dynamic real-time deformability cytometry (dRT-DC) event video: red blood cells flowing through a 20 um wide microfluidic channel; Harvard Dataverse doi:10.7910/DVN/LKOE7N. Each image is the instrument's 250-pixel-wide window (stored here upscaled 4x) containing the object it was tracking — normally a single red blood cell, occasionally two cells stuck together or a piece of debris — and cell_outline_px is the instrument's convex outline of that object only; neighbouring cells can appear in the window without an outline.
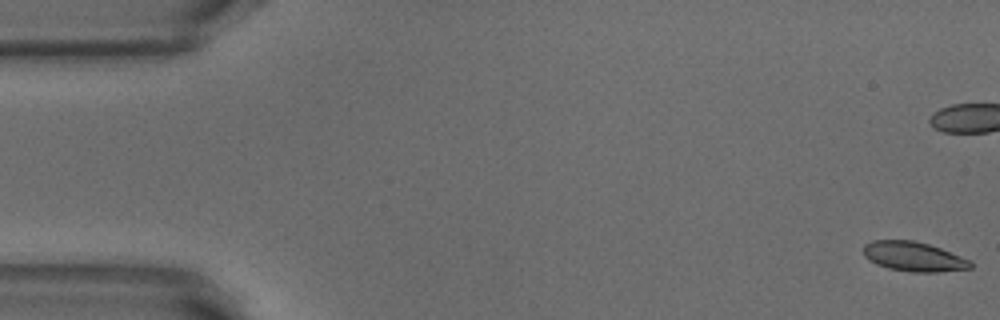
{"species": "common noctule bat (a hibernating species)", "species_latin": "Nyctalus noctula", "temperature_condition": "warm", "stored_images_in_passage": 53, "camera_frame_rate_fps": 3000, "um_per_image_px": 0.085, "animal": {"sex": "male", "body_mass_g": 18.8}, "frame": {"image": 1, "passage_image": 1, "time_ms": 0.0, "image_size_px": [1000, 320], "cell_outline_px": [[972, 268], [940, 272], [912, 272], [888, 268], [876, 264], [868, 260], [864, 256], [864, 244], [872, 240], [916, 240], [940, 248], [972, 260]], "centroid_in_image_um": [77.67, 21.81], "position_along_channel_um": 7.3, "area_um2": 18.61}, "authors_computed_cell_mechanics": {"area_um2": 19.4786, "velocity_mm_per_s": 3.8444, "shape_relaxation_time_tau1_ms": 5.0961, "shape_relaxation_time_tau2_ms": 1.5407, "deformation_change_tau1": 0.135, "deformation_change_tau2": 0.0703}}